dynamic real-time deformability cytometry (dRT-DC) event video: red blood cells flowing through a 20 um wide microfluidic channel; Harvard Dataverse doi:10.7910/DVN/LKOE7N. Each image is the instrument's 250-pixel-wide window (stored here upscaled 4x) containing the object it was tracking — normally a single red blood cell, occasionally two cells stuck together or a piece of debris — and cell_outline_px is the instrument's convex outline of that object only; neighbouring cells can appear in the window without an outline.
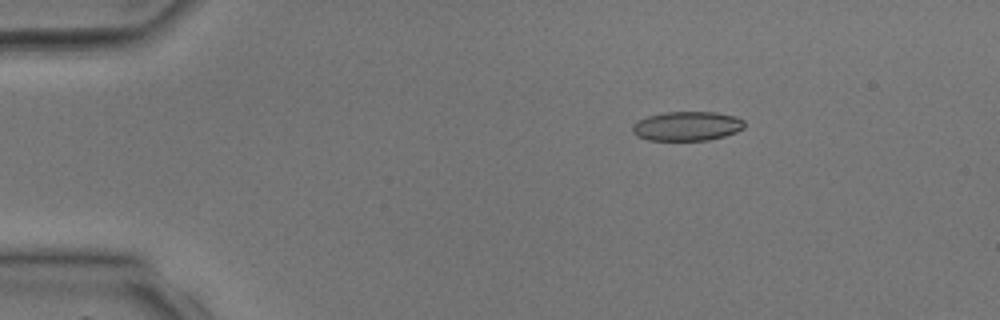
{"species": "common noctule bat (a hibernating species)", "species_latin": "Nyctalus noctula", "temperature_condition": "room temperature", "stored_images_in_passage": 2, "camera_frame_rate_fps": 3000, "um_per_image_px": 0.085, "animal": {"sex": "male", "body_mass_g": 17.9, "forearm_length_mm": 54.2}, "frame": {"image": 1, "passage_image": 2, "time_ms": 1.333, "image_size_px": [1000, 320], "cell_outline_px": [[744, 128], [736, 132], [724, 136], [708, 140], [648, 140], [636, 136], [632, 132], [632, 124], [636, 120], [648, 116], [664, 112], [716, 112], [736, 116], [744, 120]], "centroid_in_image_um": [58.37, 10.71], "position_along_channel_um": 26.6, "area_um2": 19.31}}